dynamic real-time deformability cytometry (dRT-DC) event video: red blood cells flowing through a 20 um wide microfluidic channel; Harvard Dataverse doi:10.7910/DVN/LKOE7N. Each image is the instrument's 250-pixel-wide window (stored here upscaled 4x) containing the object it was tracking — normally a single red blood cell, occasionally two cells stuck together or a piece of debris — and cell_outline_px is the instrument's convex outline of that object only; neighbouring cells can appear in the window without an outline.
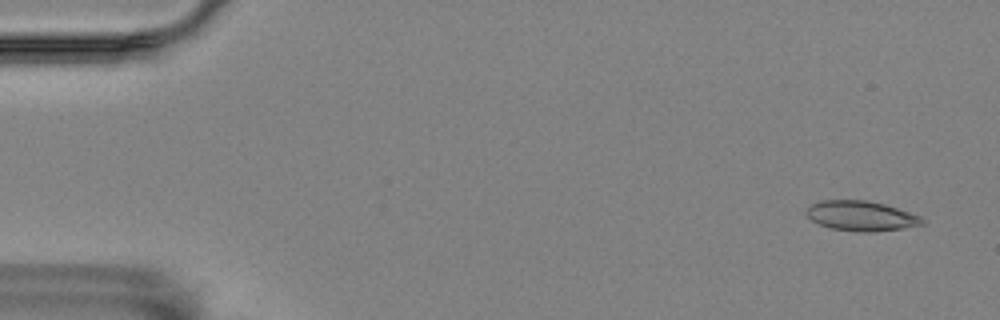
{"species": "Egyptian fruit bat (a non-hibernating species)", "species_latin": "Rousettus aegyptiacus", "temperature_condition": "room temperature", "stored_images_in_passage": 18, "camera_frame_rate_fps": 3000, "um_per_image_px": 0.085, "animal": {"sex": "female"}, "frame": {"image": 1, "passage_image": 3, "time_ms": 0.667, "image_size_px": [1000, 320], "cell_outline_px": [[924, 224], [900, 228], [872, 232], [868, 232], [832, 228], [820, 224], [812, 220], [804, 212], [808, 204], [820, 200], [864, 200], [884, 204], [920, 216], [924, 220]], "centroid_in_image_um": [73.14, 18.33], "position_along_channel_um": 11.9, "area_um2": 19.94}}
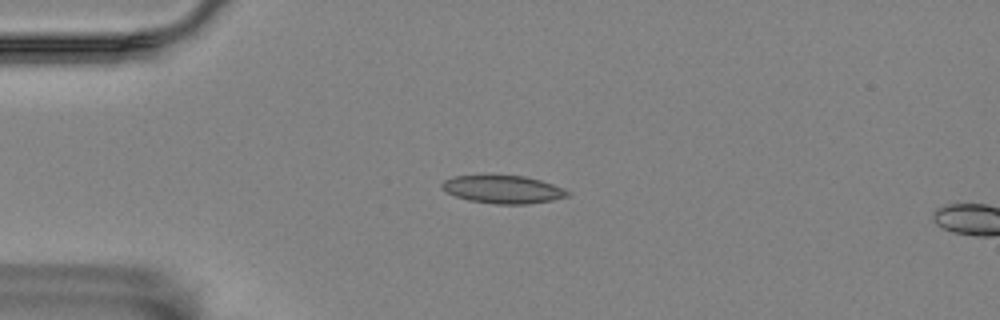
{"frame": {"image": 2, "passage_image": 14, "time_ms": 4.333, "image_size_px": [1000, 320], "cell_outline_px": [[572, 192], [568, 196], [552, 200], [528, 204], [496, 204], [468, 200], [456, 196], [440, 188], [440, 184], [444, 180], [452, 176], [524, 176], [540, 180], [564, 188]], "centroid_in_image_um": [42.76, 16.1], "position_along_channel_um": 42.2, "area_um2": 20.35}}